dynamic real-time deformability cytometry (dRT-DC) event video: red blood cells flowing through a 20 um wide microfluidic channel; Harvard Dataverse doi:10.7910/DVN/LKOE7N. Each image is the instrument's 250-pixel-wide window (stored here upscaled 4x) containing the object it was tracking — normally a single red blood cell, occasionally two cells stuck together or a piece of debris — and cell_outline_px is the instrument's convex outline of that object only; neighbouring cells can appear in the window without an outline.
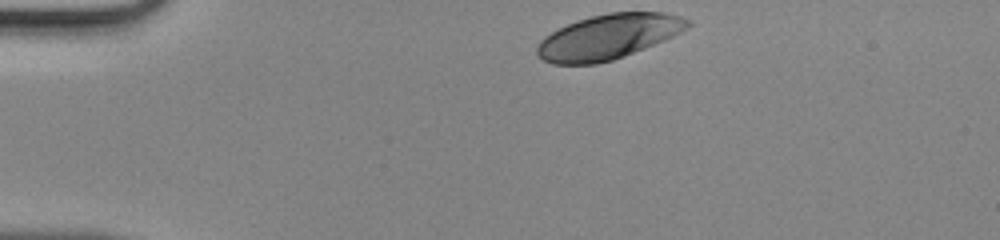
{"species": "human", "species_latin": "Homo sapiens", "temperature_condition": "room temperature", "stored_images_in_passage": 32, "camera_frame_rate_fps": 3000, "um_per_image_px": 0.085, "donor": {"sex": "male"}, "frame": {"image": 1, "passage_image": 1, "time_ms": 0.0, "image_size_px": [1000, 240], "cell_outline_px": [[692, 24], [688, 28], [664, 40], [624, 56], [612, 60], [596, 64], [552, 64], [536, 56], [536, 48], [540, 40], [544, 36], [576, 20], [608, 12], [664, 12], [680, 16], [692, 20]], "centroid_in_image_um": [51.71, 3.12], "position_along_channel_um": 33.3, "area_um2": 39.42}}
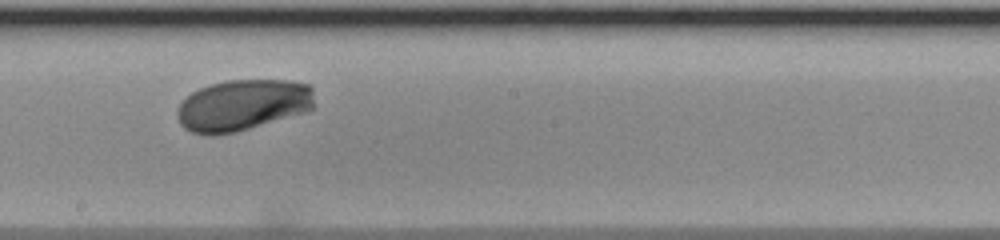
{"frame": {"image": 2, "passage_image": 19, "time_ms": 6.0, "image_size_px": [1000, 240], "cell_outline_px": [[312, 108], [308, 112], [236, 132], [216, 136], [212, 136], [192, 132], [184, 128], [180, 124], [176, 112], [180, 104], [192, 92], [200, 88], [212, 84], [228, 80], [288, 80], [308, 84], [312, 88]], "centroid_in_image_um": [20.63, 8.95], "position_along_channel_um": 227.6, "area_um2": 41.1}}
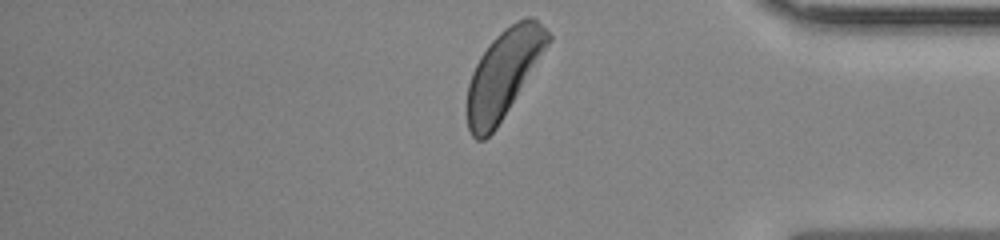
{"frame": {"image": 3, "passage_image": 32, "time_ms": 10.333, "image_size_px": [1000, 240], "cell_outline_px": [[552, 40], [496, 128], [484, 140], [476, 140], [472, 136], [468, 128], [468, 84], [472, 72], [480, 56], [492, 40], [504, 28], [516, 20], [528, 16], [532, 16], [552, 36]], "centroid_in_image_um": [42.8, 6.24], "position_along_channel_um": 392.4, "area_um2": 40.58}}